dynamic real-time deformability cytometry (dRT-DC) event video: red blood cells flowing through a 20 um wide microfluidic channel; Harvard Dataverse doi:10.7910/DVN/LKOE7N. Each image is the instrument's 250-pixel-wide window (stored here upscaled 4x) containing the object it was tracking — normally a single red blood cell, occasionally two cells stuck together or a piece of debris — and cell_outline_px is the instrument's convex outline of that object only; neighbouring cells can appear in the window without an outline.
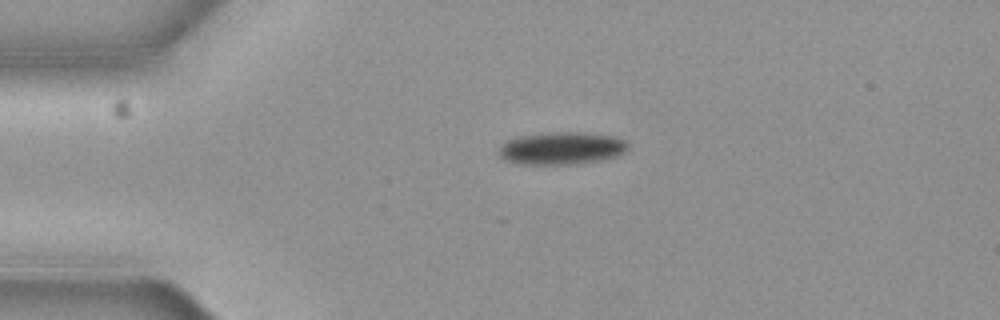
{"species": "common noctule bat (a hibernating species)", "species_latin": "Nyctalus noctula", "temperature_condition": "cold", "stored_images_in_passage": 1, "camera_frame_rate_fps": 3000, "um_per_image_px": 0.085, "animal": {"sex": "female", "body_mass_g": 19.3, "forearm_length_mm": 54.1}, "frame": {"image": 1, "passage_image": 1, "time_ms": 0.0, "image_size_px": [1000, 320], "cell_outline_px": [[628, 148], [620, 156], [600, 160], [568, 164], [520, 164], [508, 160], [500, 156], [500, 148], [508, 140], [524, 136], [568, 132], [576, 132], [612, 136], [624, 140], [628, 144]], "centroid_in_image_um": [47.8, 12.62], "position_along_channel_um": 37.2, "area_um2": 23.7}}